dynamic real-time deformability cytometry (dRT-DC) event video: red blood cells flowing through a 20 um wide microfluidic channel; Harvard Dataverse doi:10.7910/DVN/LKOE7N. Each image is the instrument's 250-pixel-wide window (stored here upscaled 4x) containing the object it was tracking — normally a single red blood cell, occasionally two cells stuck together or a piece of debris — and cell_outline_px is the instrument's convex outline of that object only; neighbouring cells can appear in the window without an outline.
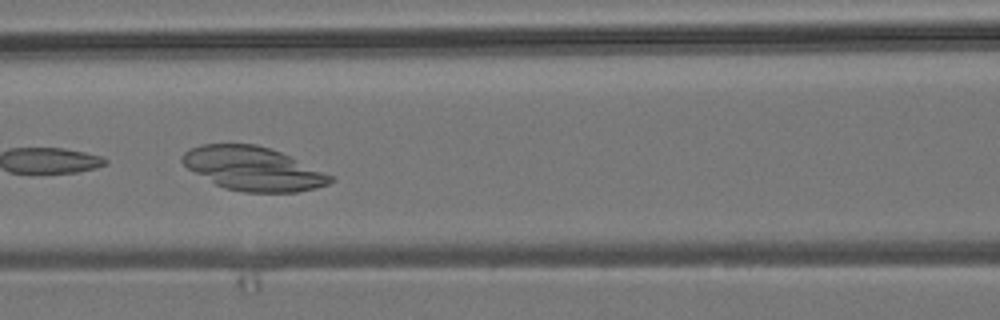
{"species": "common noctule bat (a hibernating species)", "species_latin": "Nyctalus noctula", "temperature_condition": "room temperature", "stored_images_in_passage": 9, "camera_frame_rate_fps": 3000, "um_per_image_px": 0.085, "animal": {"sex": "male", "body_mass_g": 19.2, "forearm_length_mm": 51.8}, "frame": {"image": 1, "passage_image": 7, "time_ms": 7.0, "image_size_px": [1000, 320], "cell_outline_px": [[336, 180], [328, 184], [316, 188], [296, 192], [244, 192], [224, 188], [216, 184], [188, 168], [180, 160], [184, 152], [188, 148], [200, 144], [256, 144], [280, 152], [336, 176]], "centroid_in_image_um": [21.55, 14.33], "position_along_channel_um": 145.1, "area_um2": 37.74}}
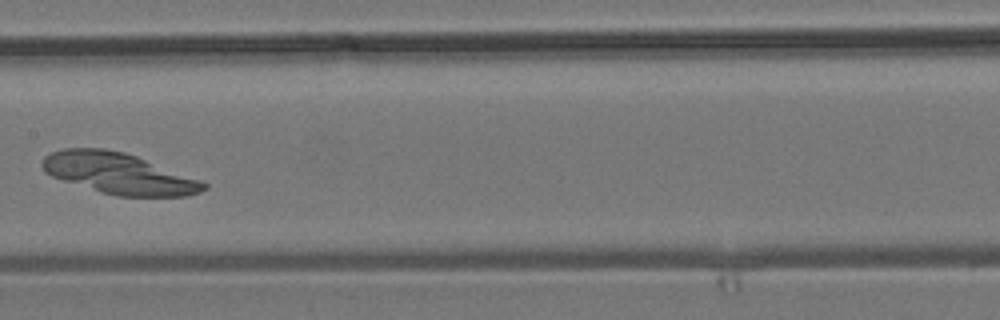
{"frame": {"image": 2, "passage_image": 8, "time_ms": 8.333, "image_size_px": [1000, 320], "cell_outline_px": [[208, 188], [200, 192], [188, 196], [120, 196], [104, 192], [64, 180], [52, 176], [44, 172], [40, 164], [44, 156], [52, 152], [64, 148], [104, 148], [124, 152], [136, 156], [204, 180], [208, 184]], "centroid_in_image_um": [10.15, 14.73], "position_along_channel_um": 197.3, "area_um2": 38.49}}